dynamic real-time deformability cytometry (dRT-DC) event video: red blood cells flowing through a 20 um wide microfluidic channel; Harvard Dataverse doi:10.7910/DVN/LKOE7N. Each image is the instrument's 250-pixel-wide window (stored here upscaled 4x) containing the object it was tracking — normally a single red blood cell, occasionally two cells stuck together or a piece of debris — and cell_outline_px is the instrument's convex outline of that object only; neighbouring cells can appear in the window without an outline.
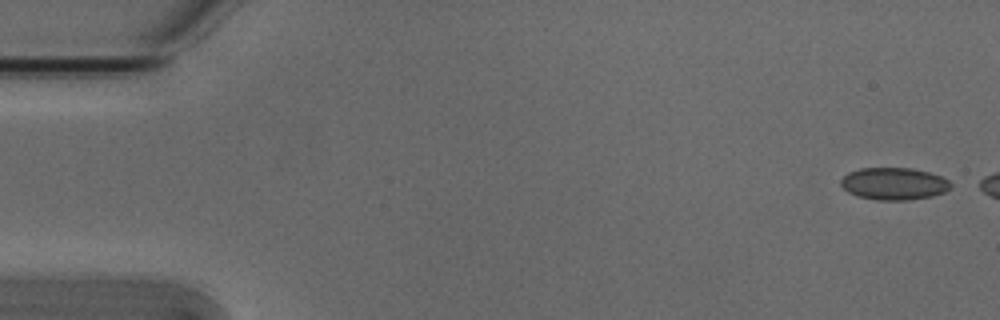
{"species": "Egyptian fruit bat (a non-hibernating species)", "species_latin": "Rousettus aegyptiacus", "temperature_condition": "cold", "stored_images_in_passage": 10, "camera_frame_rate_fps": 3000, "um_per_image_px": 0.085, "animal": {"sex": "male"}, "frame": {"image": 1, "passage_image": 1, "time_ms": 0.0, "image_size_px": [1000, 320], "cell_outline_px": [[952, 188], [944, 192], [932, 196], [908, 200], [876, 200], [856, 196], [848, 192], [840, 184], [840, 180], [848, 172], [860, 168], [912, 168], [928, 172], [940, 176], [948, 180], [952, 184]], "centroid_in_image_um": [75.98, 15.62], "position_along_channel_um": 9.0, "area_um2": 20.75}}